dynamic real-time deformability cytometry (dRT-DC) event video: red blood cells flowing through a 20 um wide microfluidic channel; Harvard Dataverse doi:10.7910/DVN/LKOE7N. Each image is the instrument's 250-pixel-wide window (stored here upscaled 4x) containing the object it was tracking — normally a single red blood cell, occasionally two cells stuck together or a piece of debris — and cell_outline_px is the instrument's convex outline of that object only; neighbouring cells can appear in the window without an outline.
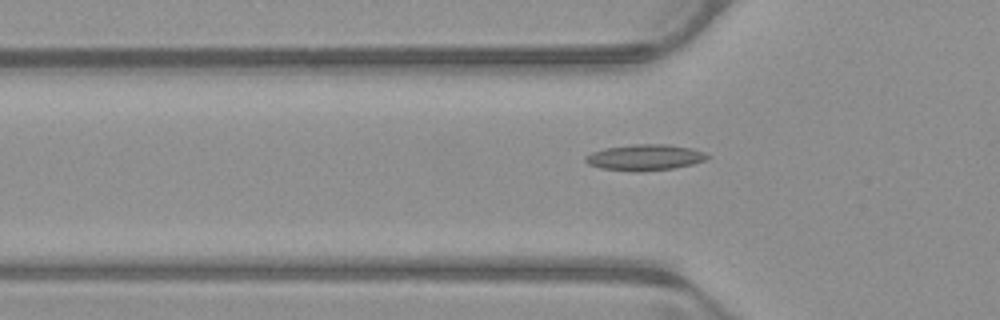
{"species": "common noctule bat (a hibernating species)", "species_latin": "Nyctalus noctula", "temperature_condition": "warm", "stored_images_in_passage": 39, "camera_frame_rate_fps": 3000, "um_per_image_px": 0.085, "animal": {"sex": "male", "body_mass_g": 23.1, "forearm_length_mm": 52.7}, "frame": {"image": 1, "passage_image": 8, "time_ms": 2.333, "image_size_px": [1000, 320], "cell_outline_px": [[712, 156], [708, 160], [692, 164], [672, 168], [640, 172], [636, 172], [600, 168], [588, 164], [584, 160], [584, 156], [592, 152], [604, 148], [632, 144], [668, 144], [692, 148], [704, 152]], "centroid_in_image_um": [54.83, 13.38], "position_along_channel_um": 71.0, "area_um2": 18.73}}
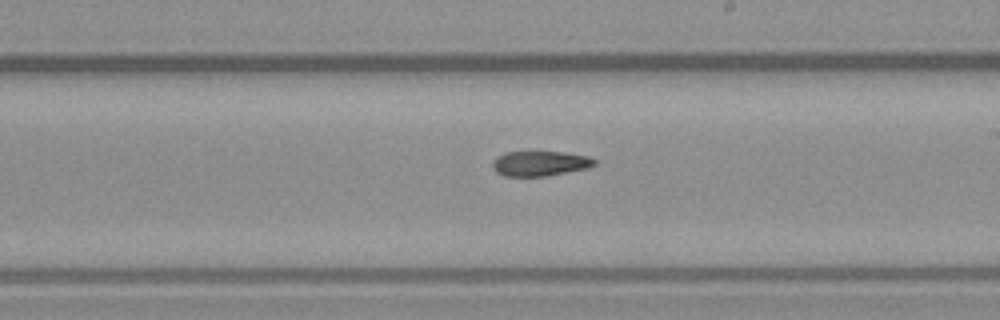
{"frame": {"image": 2, "passage_image": 21, "time_ms": 6.667, "image_size_px": [1000, 320], "cell_outline_px": [[596, 164], [588, 168], [548, 176], [504, 176], [496, 172], [492, 168], [492, 160], [496, 156], [504, 152], [564, 152], [588, 156], [596, 160]], "centroid_in_image_um": [45.87, 13.89], "position_along_channel_um": 243.1, "area_um2": 15.03}}
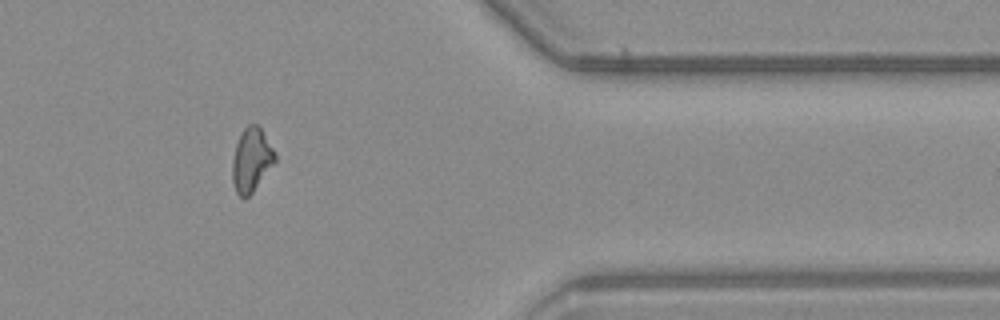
{"frame": {"image": 3, "passage_image": 34, "time_ms": 11.0, "image_size_px": [1000, 320], "cell_outline_px": [[276, 160], [252, 192], [248, 196], [240, 196], [236, 192], [232, 180], [232, 160], [236, 144], [240, 132], [248, 124], [256, 124], [260, 128], [272, 148], [276, 156]], "centroid_in_image_um": [21.34, 13.57], "position_along_channel_um": 390.1, "area_um2": 15.49}}